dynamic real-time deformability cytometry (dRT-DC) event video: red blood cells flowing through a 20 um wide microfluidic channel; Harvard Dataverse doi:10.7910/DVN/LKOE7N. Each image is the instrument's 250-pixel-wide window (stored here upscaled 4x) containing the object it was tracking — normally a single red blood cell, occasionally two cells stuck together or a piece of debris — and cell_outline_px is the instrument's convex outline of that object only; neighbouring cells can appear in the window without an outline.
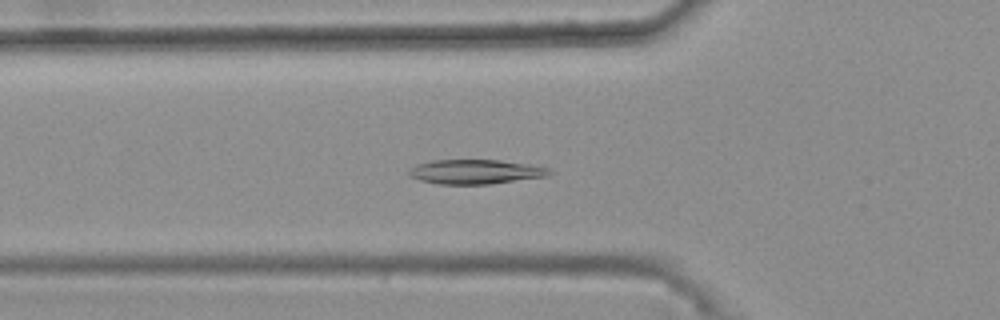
{"species": "common noctule bat (a hibernating species)", "species_latin": "Nyctalus noctula", "temperature_condition": "warm", "stored_images_in_passage": 36, "camera_frame_rate_fps": 3000, "um_per_image_px": 0.085, "animal": {"sex": "female", "body_mass_g": 25.1}, "frame": {"image": 1, "passage_image": 8, "time_ms": 2.333, "image_size_px": [1000, 320], "cell_outline_px": [[552, 172], [548, 176], [492, 184], [436, 184], [420, 180], [408, 176], [408, 172], [416, 164], [432, 160], [500, 160], [528, 164], [548, 168]], "centroid_in_image_um": [40.4, 14.6], "position_along_channel_um": 85.4, "area_um2": 20.06}}
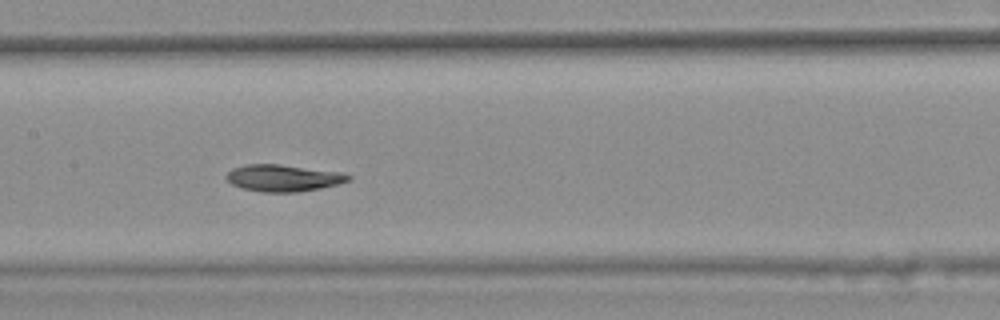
{"frame": {"image": 2, "passage_image": 16, "time_ms": 5.0, "image_size_px": [1000, 320], "cell_outline_px": [[352, 180], [340, 184], [320, 188], [296, 192], [264, 192], [240, 188], [232, 184], [224, 176], [232, 168], [244, 164], [280, 164], [340, 172], [352, 176]], "centroid_in_image_um": [24.08, 15.13], "position_along_channel_um": 183.3, "area_um2": 19.19}}
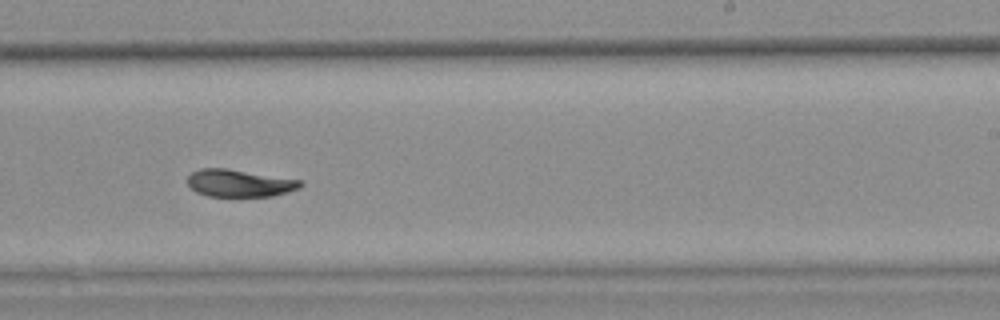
{"frame": {"image": 3, "passage_image": 23, "time_ms": 7.333, "image_size_px": [1000, 320], "cell_outline_px": [[304, 184], [300, 188], [288, 192], [272, 196], [208, 196], [196, 192], [188, 184], [188, 176], [192, 172], [200, 168], [228, 168], [300, 180]], "centroid_in_image_um": [20.35, 15.56], "position_along_channel_um": 268.6, "area_um2": 17.98}, "authors_computed_cell_mechanics": {"area_um2": 18.9584, "velocity_mm_per_s": 3.6654, "shape_relaxation_time_tau1_ms": null, "shape_relaxation_time_tau2_ms": 3.9685, "deformation_change_tau1": null, "deformation_change_tau2": 0.0671}}